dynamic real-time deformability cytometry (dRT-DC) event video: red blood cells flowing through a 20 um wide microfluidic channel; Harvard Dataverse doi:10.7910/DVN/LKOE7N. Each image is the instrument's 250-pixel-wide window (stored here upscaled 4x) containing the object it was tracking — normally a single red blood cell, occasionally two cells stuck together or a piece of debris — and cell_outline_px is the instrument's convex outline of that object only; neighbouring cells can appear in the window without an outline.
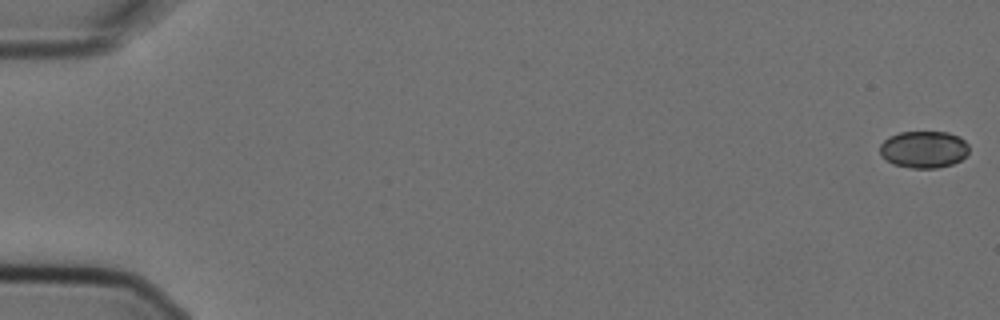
{"species": "Egyptian fruit bat (a non-hibernating species)", "species_latin": "Rousettus aegyptiacus", "temperature_condition": "cold", "stored_images_in_passage": 6, "camera_frame_rate_fps": 3000, "um_per_image_px": 0.085, "animal": {"sex": "female"}, "frame": {"image": 1, "passage_image": 1, "time_ms": 0.0, "image_size_px": [1000, 320], "cell_outline_px": [[968, 152], [960, 160], [952, 164], [936, 168], [912, 168], [892, 164], [880, 156], [880, 144], [888, 136], [900, 132], [948, 132], [960, 136], [968, 144]], "centroid_in_image_um": [78.5, 12.69], "position_along_channel_um": 6.5, "area_um2": 19.36}}
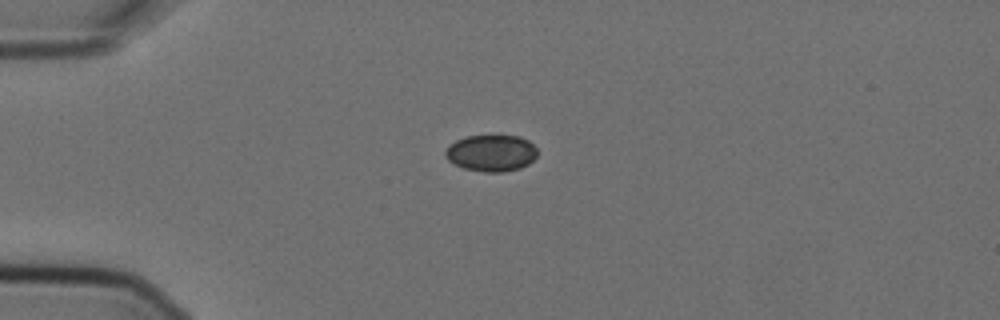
{"frame": {"image": 2, "passage_image": 5, "time_ms": 1.333, "image_size_px": [1000, 320], "cell_outline_px": [[536, 156], [528, 164], [520, 168], [500, 172], [484, 172], [464, 168], [448, 160], [444, 156], [444, 152], [448, 144], [456, 140], [468, 136], [520, 136], [528, 140], [536, 148]], "centroid_in_image_um": [41.73, 13.0], "position_along_channel_um": 43.3, "area_um2": 19.54}}